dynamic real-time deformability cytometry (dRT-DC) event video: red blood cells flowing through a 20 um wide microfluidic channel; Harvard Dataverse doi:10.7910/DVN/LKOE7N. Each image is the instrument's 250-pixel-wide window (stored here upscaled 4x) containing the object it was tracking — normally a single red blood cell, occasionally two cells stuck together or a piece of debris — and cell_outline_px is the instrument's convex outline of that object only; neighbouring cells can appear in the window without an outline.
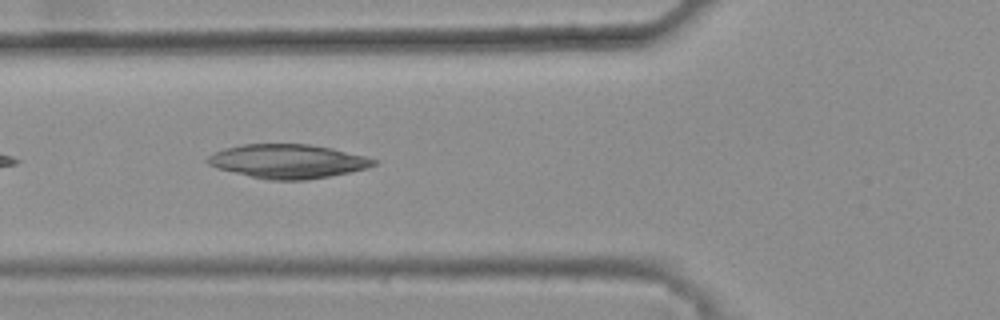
{"species": "common noctule bat (a hibernating species)", "species_latin": "Nyctalus noctula", "temperature_condition": "warm", "stored_images_in_passage": 30, "camera_frame_rate_fps": 3000, "um_per_image_px": 0.085, "animal": {"sex": "female", "body_mass_g": 25.1}, "frame": {"image": 1, "passage_image": 5, "time_ms": 1.333, "image_size_px": [1000, 320], "cell_outline_px": [[380, 160], [376, 164], [368, 168], [328, 176], [304, 180], [268, 180], [216, 168], [208, 164], [204, 160], [212, 152], [224, 148], [244, 144], [308, 144], [332, 148]], "centroid_in_image_um": [24.43, 13.7], "position_along_channel_um": 101.4, "area_um2": 32.89}}
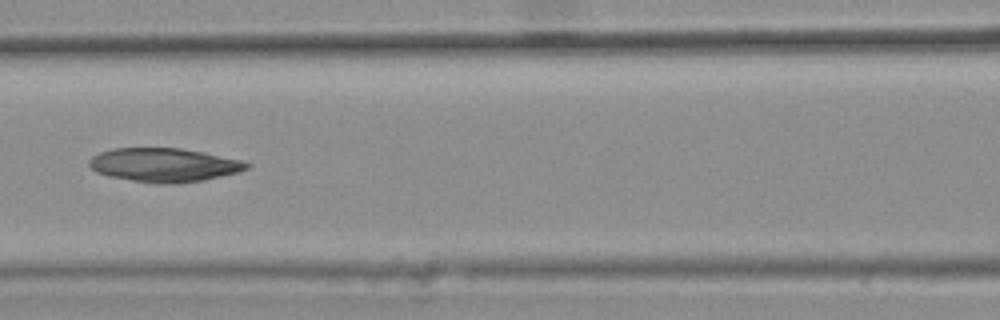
{"frame": {"image": 2, "passage_image": 9, "time_ms": 2.667, "image_size_px": [1000, 320], "cell_outline_px": [[252, 164], [248, 168], [240, 172], [204, 180], [172, 184], [156, 184], [108, 176], [96, 172], [88, 164], [88, 160], [92, 156], [100, 152], [112, 148], [180, 148], [204, 152], [240, 160]], "centroid_in_image_um": [13.94, 14.02], "position_along_channel_um": 152.7, "area_um2": 31.15}}